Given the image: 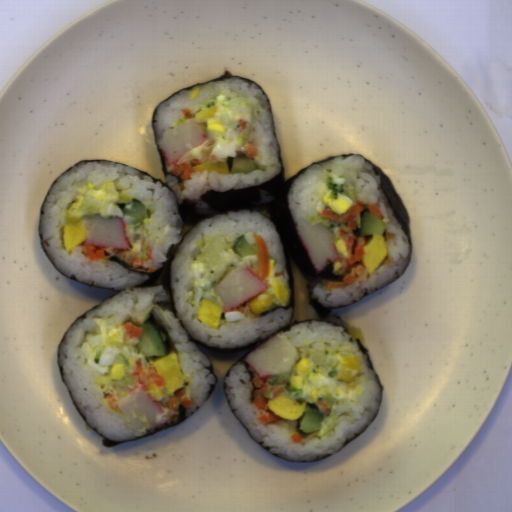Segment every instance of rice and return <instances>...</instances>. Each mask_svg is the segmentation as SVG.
Returning <instances> with one entry per match:
<instances>
[{
  "label": "rice",
  "mask_w": 512,
  "mask_h": 512,
  "mask_svg": "<svg viewBox=\"0 0 512 512\" xmlns=\"http://www.w3.org/2000/svg\"><path fill=\"white\" fill-rule=\"evenodd\" d=\"M113 182L116 189L137 199L151 213L148 219V247L152 258L143 261L144 268H133L147 272L148 267L159 269L167 262L171 245L181 242L182 217L178 214L174 192L160 180L153 182L148 174L121 163L103 159H84L66 170L49 190L40 214L39 234L41 247L59 269L68 277L87 285L109 289H133L146 282L149 276L134 273L108 259L116 256L130 266L131 256L125 250H104L103 259H90L83 253V246L69 254L63 243V227L69 206L88 183L97 187ZM132 267V266H131Z\"/></svg>",
  "instance_id": "652b925c"
},
{
  "label": "rice",
  "mask_w": 512,
  "mask_h": 512,
  "mask_svg": "<svg viewBox=\"0 0 512 512\" xmlns=\"http://www.w3.org/2000/svg\"><path fill=\"white\" fill-rule=\"evenodd\" d=\"M171 299L163 285L125 290L84 313L66 331L58 349L63 380L73 394L84 418L97 432L111 441L136 438L123 412L111 409L91 371L88 358L102 341L93 318L109 322L131 323L137 327L151 315L156 317L172 343L170 351L178 355L184 377L182 392L192 401L186 413L191 415L208 399L217 378L209 369L211 361L192 341L173 311L160 304Z\"/></svg>",
  "instance_id": "023b6e5f"
},
{
  "label": "rice",
  "mask_w": 512,
  "mask_h": 512,
  "mask_svg": "<svg viewBox=\"0 0 512 512\" xmlns=\"http://www.w3.org/2000/svg\"><path fill=\"white\" fill-rule=\"evenodd\" d=\"M297 350L318 342L331 344L341 352H353L359 356L360 374L364 392L356 402H341L323 412L324 420L314 433H301L299 421L277 419L261 424L258 417L262 409L252 405L255 393L253 377L242 363L233 365L224 379V389L236 417L247 428L255 442L269 447L272 455L296 461H315L339 452L346 439L359 435L375 418L382 400V388L367 356L360 351L356 339L343 327L322 321L297 323L285 334ZM299 433L301 442H292L288 436Z\"/></svg>",
  "instance_id": "8eca5e8b"
},
{
  "label": "rice",
  "mask_w": 512,
  "mask_h": 512,
  "mask_svg": "<svg viewBox=\"0 0 512 512\" xmlns=\"http://www.w3.org/2000/svg\"><path fill=\"white\" fill-rule=\"evenodd\" d=\"M327 169H331L334 182L347 184L354 189V198L350 202L363 204L376 203L386 228L383 232L387 254L380 267L368 274L367 271L357 281L346 284L344 288L327 290L330 280H321L313 290L312 296L318 298L325 307H338L360 302L366 292L374 294L400 277L410 263L411 242L402 229L381 186V175L370 162L361 155L334 157L322 163H313L291 183L287 202L298 232L314 225L309 216H315V203L326 196L329 189L325 183Z\"/></svg>",
  "instance_id": "acb35da6"
},
{
  "label": "rice",
  "mask_w": 512,
  "mask_h": 512,
  "mask_svg": "<svg viewBox=\"0 0 512 512\" xmlns=\"http://www.w3.org/2000/svg\"><path fill=\"white\" fill-rule=\"evenodd\" d=\"M252 234L264 238L269 259H275V276L284 279L289 288L278 230L263 214L240 210L216 215L199 222L181 241L170 265L171 290L177 316L194 340L214 347L241 346L258 337L262 339L272 335L288 325L292 307L288 310L280 308L260 318L245 316L233 323H227L223 311L219 328L213 329L210 324L199 322L197 308L189 301L193 284L191 265L204 243L217 235H222L230 242H236L245 235L248 243L257 244Z\"/></svg>",
  "instance_id": "b023fe2a"
},
{
  "label": "rice",
  "mask_w": 512,
  "mask_h": 512,
  "mask_svg": "<svg viewBox=\"0 0 512 512\" xmlns=\"http://www.w3.org/2000/svg\"><path fill=\"white\" fill-rule=\"evenodd\" d=\"M226 89H233L237 94L244 96L251 106V128L244 146L236 155L244 154L246 144H251L257 152L252 158L259 169H254L250 173H231L233 157H228V174H220L214 170L210 173L208 170H203L202 173L191 172V179L183 180V190L179 189L180 182L166 174V182L175 190L179 203L183 198L194 201L203 213L209 211L207 204L202 200V196L209 190L227 192L231 188L235 190L261 184L275 177L282 169L269 99L258 85L237 77L194 86L191 90H184L164 100L155 109L154 133L159 135L188 120L183 111L189 110L194 115L201 103Z\"/></svg>",
  "instance_id": "e3fd555f"
},
{
  "label": "rice",
  "mask_w": 512,
  "mask_h": 512,
  "mask_svg": "<svg viewBox=\"0 0 512 512\" xmlns=\"http://www.w3.org/2000/svg\"><path fill=\"white\" fill-rule=\"evenodd\" d=\"M264 398H266L267 400L273 398V393L271 391H266L263 393L262 395Z\"/></svg>",
  "instance_id": "a3056103"
}]
</instances>
